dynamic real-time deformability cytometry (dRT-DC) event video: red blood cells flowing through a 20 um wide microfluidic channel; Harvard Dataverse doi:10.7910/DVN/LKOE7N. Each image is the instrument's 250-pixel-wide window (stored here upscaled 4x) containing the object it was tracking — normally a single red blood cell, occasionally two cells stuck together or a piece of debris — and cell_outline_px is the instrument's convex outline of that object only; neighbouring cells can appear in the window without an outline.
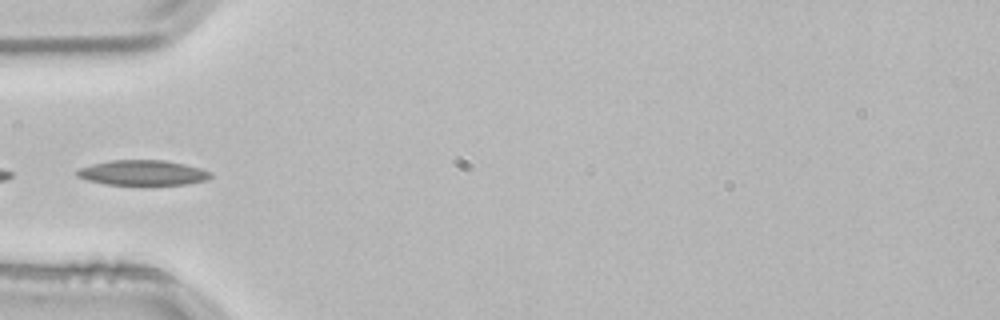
{"species": "common noctule bat (a hibernating species)", "species_latin": "Nyctalus noctula", "temperature_condition": "room temperature", "stored_images_in_passage": 15, "camera_frame_rate_fps": 3000, "um_per_image_px": 0.085, "animal": {"sex": "male", "body_mass_g": 21.5, "forearm_length_mm": 52.0}, "frame": {"image": 1, "passage_image": 1, "time_ms": 0.0, "image_size_px": [1000, 320], "cell_outline_px": [[212, 176], [208, 180], [184, 184], [104, 184], [88, 180], [76, 176], [76, 172], [80, 168], [92, 164], [112, 160], [164, 160], [184, 164], [200, 168], [212, 172]], "centroid_in_image_um": [12.15, 14.68], "position_along_channel_um": 72.9, "area_um2": 19.36}}